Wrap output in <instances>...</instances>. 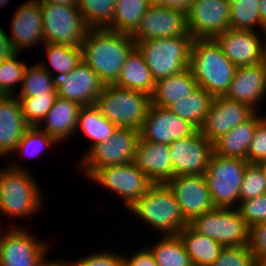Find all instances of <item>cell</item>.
<instances>
[{"instance_id": "cell-20", "label": "cell", "mask_w": 266, "mask_h": 266, "mask_svg": "<svg viewBox=\"0 0 266 266\" xmlns=\"http://www.w3.org/2000/svg\"><path fill=\"white\" fill-rule=\"evenodd\" d=\"M11 33L9 39L17 53L45 43L39 0H27L17 7L11 22Z\"/></svg>"}, {"instance_id": "cell-41", "label": "cell", "mask_w": 266, "mask_h": 266, "mask_svg": "<svg viewBox=\"0 0 266 266\" xmlns=\"http://www.w3.org/2000/svg\"><path fill=\"white\" fill-rule=\"evenodd\" d=\"M239 194L240 201L266 194V173L261 164L246 166Z\"/></svg>"}, {"instance_id": "cell-24", "label": "cell", "mask_w": 266, "mask_h": 266, "mask_svg": "<svg viewBox=\"0 0 266 266\" xmlns=\"http://www.w3.org/2000/svg\"><path fill=\"white\" fill-rule=\"evenodd\" d=\"M28 127L16 96H0V158L14 154Z\"/></svg>"}, {"instance_id": "cell-16", "label": "cell", "mask_w": 266, "mask_h": 266, "mask_svg": "<svg viewBox=\"0 0 266 266\" xmlns=\"http://www.w3.org/2000/svg\"><path fill=\"white\" fill-rule=\"evenodd\" d=\"M173 176L204 175L213 154L211 143L198 130L194 135L175 140L169 145Z\"/></svg>"}, {"instance_id": "cell-17", "label": "cell", "mask_w": 266, "mask_h": 266, "mask_svg": "<svg viewBox=\"0 0 266 266\" xmlns=\"http://www.w3.org/2000/svg\"><path fill=\"white\" fill-rule=\"evenodd\" d=\"M166 184L188 223L196 216L215 208L204 175L173 176Z\"/></svg>"}, {"instance_id": "cell-22", "label": "cell", "mask_w": 266, "mask_h": 266, "mask_svg": "<svg viewBox=\"0 0 266 266\" xmlns=\"http://www.w3.org/2000/svg\"><path fill=\"white\" fill-rule=\"evenodd\" d=\"M225 97L260 111V101L266 97V70L262 63L238 66Z\"/></svg>"}, {"instance_id": "cell-38", "label": "cell", "mask_w": 266, "mask_h": 266, "mask_svg": "<svg viewBox=\"0 0 266 266\" xmlns=\"http://www.w3.org/2000/svg\"><path fill=\"white\" fill-rule=\"evenodd\" d=\"M21 54L16 53L0 63V96L17 95L15 87L19 83L21 86L27 67V63L19 58Z\"/></svg>"}, {"instance_id": "cell-32", "label": "cell", "mask_w": 266, "mask_h": 266, "mask_svg": "<svg viewBox=\"0 0 266 266\" xmlns=\"http://www.w3.org/2000/svg\"><path fill=\"white\" fill-rule=\"evenodd\" d=\"M149 7L147 0H116L112 24L107 29L132 36Z\"/></svg>"}, {"instance_id": "cell-14", "label": "cell", "mask_w": 266, "mask_h": 266, "mask_svg": "<svg viewBox=\"0 0 266 266\" xmlns=\"http://www.w3.org/2000/svg\"><path fill=\"white\" fill-rule=\"evenodd\" d=\"M229 0H195L187 17L188 33L194 39H215L230 29Z\"/></svg>"}, {"instance_id": "cell-8", "label": "cell", "mask_w": 266, "mask_h": 266, "mask_svg": "<svg viewBox=\"0 0 266 266\" xmlns=\"http://www.w3.org/2000/svg\"><path fill=\"white\" fill-rule=\"evenodd\" d=\"M188 225L197 233L213 239L224 247L250 243V227L237 208H220L193 218Z\"/></svg>"}, {"instance_id": "cell-50", "label": "cell", "mask_w": 266, "mask_h": 266, "mask_svg": "<svg viewBox=\"0 0 266 266\" xmlns=\"http://www.w3.org/2000/svg\"><path fill=\"white\" fill-rule=\"evenodd\" d=\"M48 257L47 255L45 256V258L42 260L40 266H76L75 262L73 261H70V262H65L64 260L60 261L57 260V261H48L47 258ZM64 261V262H63Z\"/></svg>"}, {"instance_id": "cell-43", "label": "cell", "mask_w": 266, "mask_h": 266, "mask_svg": "<svg viewBox=\"0 0 266 266\" xmlns=\"http://www.w3.org/2000/svg\"><path fill=\"white\" fill-rule=\"evenodd\" d=\"M237 209L250 228L257 223L266 222V194L240 201Z\"/></svg>"}, {"instance_id": "cell-39", "label": "cell", "mask_w": 266, "mask_h": 266, "mask_svg": "<svg viewBox=\"0 0 266 266\" xmlns=\"http://www.w3.org/2000/svg\"><path fill=\"white\" fill-rule=\"evenodd\" d=\"M20 104L24 120L29 127H37L54 104L57 94H41L34 97H16Z\"/></svg>"}, {"instance_id": "cell-21", "label": "cell", "mask_w": 266, "mask_h": 266, "mask_svg": "<svg viewBox=\"0 0 266 266\" xmlns=\"http://www.w3.org/2000/svg\"><path fill=\"white\" fill-rule=\"evenodd\" d=\"M258 31L228 29L215 40L224 55L236 66L261 63L263 38Z\"/></svg>"}, {"instance_id": "cell-27", "label": "cell", "mask_w": 266, "mask_h": 266, "mask_svg": "<svg viewBox=\"0 0 266 266\" xmlns=\"http://www.w3.org/2000/svg\"><path fill=\"white\" fill-rule=\"evenodd\" d=\"M156 81L146 64L142 53L135 47L121 67L119 77L114 85L139 91L152 96Z\"/></svg>"}, {"instance_id": "cell-15", "label": "cell", "mask_w": 266, "mask_h": 266, "mask_svg": "<svg viewBox=\"0 0 266 266\" xmlns=\"http://www.w3.org/2000/svg\"><path fill=\"white\" fill-rule=\"evenodd\" d=\"M198 129L168 108L150 104L146 118L139 129V138L159 144L170 145L175 140L194 135Z\"/></svg>"}, {"instance_id": "cell-9", "label": "cell", "mask_w": 266, "mask_h": 266, "mask_svg": "<svg viewBox=\"0 0 266 266\" xmlns=\"http://www.w3.org/2000/svg\"><path fill=\"white\" fill-rule=\"evenodd\" d=\"M45 42L81 47L90 29L78 6H64L39 0Z\"/></svg>"}, {"instance_id": "cell-37", "label": "cell", "mask_w": 266, "mask_h": 266, "mask_svg": "<svg viewBox=\"0 0 266 266\" xmlns=\"http://www.w3.org/2000/svg\"><path fill=\"white\" fill-rule=\"evenodd\" d=\"M16 97H34L41 94H57L52 75L39 63L26 67L21 89Z\"/></svg>"}, {"instance_id": "cell-19", "label": "cell", "mask_w": 266, "mask_h": 266, "mask_svg": "<svg viewBox=\"0 0 266 266\" xmlns=\"http://www.w3.org/2000/svg\"><path fill=\"white\" fill-rule=\"evenodd\" d=\"M188 33L186 14L166 6H150L132 35L134 41L185 36Z\"/></svg>"}, {"instance_id": "cell-35", "label": "cell", "mask_w": 266, "mask_h": 266, "mask_svg": "<svg viewBox=\"0 0 266 266\" xmlns=\"http://www.w3.org/2000/svg\"><path fill=\"white\" fill-rule=\"evenodd\" d=\"M230 1V28L238 30L266 32L259 16L260 0H229ZM255 27V28H254Z\"/></svg>"}, {"instance_id": "cell-46", "label": "cell", "mask_w": 266, "mask_h": 266, "mask_svg": "<svg viewBox=\"0 0 266 266\" xmlns=\"http://www.w3.org/2000/svg\"><path fill=\"white\" fill-rule=\"evenodd\" d=\"M111 251H97L82 258L76 259V266H124L123 254L119 255Z\"/></svg>"}, {"instance_id": "cell-52", "label": "cell", "mask_w": 266, "mask_h": 266, "mask_svg": "<svg viewBox=\"0 0 266 266\" xmlns=\"http://www.w3.org/2000/svg\"><path fill=\"white\" fill-rule=\"evenodd\" d=\"M259 16L262 26L266 29V0H260Z\"/></svg>"}, {"instance_id": "cell-30", "label": "cell", "mask_w": 266, "mask_h": 266, "mask_svg": "<svg viewBox=\"0 0 266 266\" xmlns=\"http://www.w3.org/2000/svg\"><path fill=\"white\" fill-rule=\"evenodd\" d=\"M117 125L111 123L103 116L99 107L96 104L81 106L78 113L76 132L81 129L89 139H91L90 148L85 151V154L96 144L106 141L114 131Z\"/></svg>"}, {"instance_id": "cell-11", "label": "cell", "mask_w": 266, "mask_h": 266, "mask_svg": "<svg viewBox=\"0 0 266 266\" xmlns=\"http://www.w3.org/2000/svg\"><path fill=\"white\" fill-rule=\"evenodd\" d=\"M88 178L114 192L116 198L120 197V202L127 208L141 198L153 184L134 162L98 168Z\"/></svg>"}, {"instance_id": "cell-55", "label": "cell", "mask_w": 266, "mask_h": 266, "mask_svg": "<svg viewBox=\"0 0 266 266\" xmlns=\"http://www.w3.org/2000/svg\"><path fill=\"white\" fill-rule=\"evenodd\" d=\"M9 2L10 0H0V8H3L4 6H6Z\"/></svg>"}, {"instance_id": "cell-54", "label": "cell", "mask_w": 266, "mask_h": 266, "mask_svg": "<svg viewBox=\"0 0 266 266\" xmlns=\"http://www.w3.org/2000/svg\"><path fill=\"white\" fill-rule=\"evenodd\" d=\"M150 6H164L165 0H147Z\"/></svg>"}, {"instance_id": "cell-13", "label": "cell", "mask_w": 266, "mask_h": 266, "mask_svg": "<svg viewBox=\"0 0 266 266\" xmlns=\"http://www.w3.org/2000/svg\"><path fill=\"white\" fill-rule=\"evenodd\" d=\"M52 80L57 97L80 106L95 104L104 87L97 74L83 59L70 72L52 75Z\"/></svg>"}, {"instance_id": "cell-18", "label": "cell", "mask_w": 266, "mask_h": 266, "mask_svg": "<svg viewBox=\"0 0 266 266\" xmlns=\"http://www.w3.org/2000/svg\"><path fill=\"white\" fill-rule=\"evenodd\" d=\"M255 112L247 103L233 101L225 96L214 97L200 132L213 143L247 121Z\"/></svg>"}, {"instance_id": "cell-56", "label": "cell", "mask_w": 266, "mask_h": 266, "mask_svg": "<svg viewBox=\"0 0 266 266\" xmlns=\"http://www.w3.org/2000/svg\"><path fill=\"white\" fill-rule=\"evenodd\" d=\"M261 166L264 168V171H265V173H266V161H263V162L261 163Z\"/></svg>"}, {"instance_id": "cell-42", "label": "cell", "mask_w": 266, "mask_h": 266, "mask_svg": "<svg viewBox=\"0 0 266 266\" xmlns=\"http://www.w3.org/2000/svg\"><path fill=\"white\" fill-rule=\"evenodd\" d=\"M211 266H258L249 245L224 247Z\"/></svg>"}, {"instance_id": "cell-34", "label": "cell", "mask_w": 266, "mask_h": 266, "mask_svg": "<svg viewBox=\"0 0 266 266\" xmlns=\"http://www.w3.org/2000/svg\"><path fill=\"white\" fill-rule=\"evenodd\" d=\"M43 45L49 64L43 61L38 63L51 75L68 73L82 61V47L47 42Z\"/></svg>"}, {"instance_id": "cell-12", "label": "cell", "mask_w": 266, "mask_h": 266, "mask_svg": "<svg viewBox=\"0 0 266 266\" xmlns=\"http://www.w3.org/2000/svg\"><path fill=\"white\" fill-rule=\"evenodd\" d=\"M8 228L0 231V266H40L50 253L48 243L36 239L26 228L14 224Z\"/></svg>"}, {"instance_id": "cell-26", "label": "cell", "mask_w": 266, "mask_h": 266, "mask_svg": "<svg viewBox=\"0 0 266 266\" xmlns=\"http://www.w3.org/2000/svg\"><path fill=\"white\" fill-rule=\"evenodd\" d=\"M81 106L70 100L57 97L53 106L38 126L58 143L76 133L78 113Z\"/></svg>"}, {"instance_id": "cell-4", "label": "cell", "mask_w": 266, "mask_h": 266, "mask_svg": "<svg viewBox=\"0 0 266 266\" xmlns=\"http://www.w3.org/2000/svg\"><path fill=\"white\" fill-rule=\"evenodd\" d=\"M128 210L142 220L143 225L161 232V236L178 235L188 226L179 204L166 183H153L147 192L137 199Z\"/></svg>"}, {"instance_id": "cell-10", "label": "cell", "mask_w": 266, "mask_h": 266, "mask_svg": "<svg viewBox=\"0 0 266 266\" xmlns=\"http://www.w3.org/2000/svg\"><path fill=\"white\" fill-rule=\"evenodd\" d=\"M138 140L137 128L117 127L111 137L96 144L82 156L79 160L80 169L85 177H89L98 168L133 162Z\"/></svg>"}, {"instance_id": "cell-40", "label": "cell", "mask_w": 266, "mask_h": 266, "mask_svg": "<svg viewBox=\"0 0 266 266\" xmlns=\"http://www.w3.org/2000/svg\"><path fill=\"white\" fill-rule=\"evenodd\" d=\"M57 144L59 143L53 137L38 126L28 127L15 149V154L17 151L24 157H34L41 155L45 149L52 148Z\"/></svg>"}, {"instance_id": "cell-49", "label": "cell", "mask_w": 266, "mask_h": 266, "mask_svg": "<svg viewBox=\"0 0 266 266\" xmlns=\"http://www.w3.org/2000/svg\"><path fill=\"white\" fill-rule=\"evenodd\" d=\"M195 0H165L164 6L188 14Z\"/></svg>"}, {"instance_id": "cell-1", "label": "cell", "mask_w": 266, "mask_h": 266, "mask_svg": "<svg viewBox=\"0 0 266 266\" xmlns=\"http://www.w3.org/2000/svg\"><path fill=\"white\" fill-rule=\"evenodd\" d=\"M82 59L104 84H114L121 67L136 47L131 35L107 28L89 29L82 43Z\"/></svg>"}, {"instance_id": "cell-6", "label": "cell", "mask_w": 266, "mask_h": 266, "mask_svg": "<svg viewBox=\"0 0 266 266\" xmlns=\"http://www.w3.org/2000/svg\"><path fill=\"white\" fill-rule=\"evenodd\" d=\"M95 104L111 123L139 130L146 118L151 97L139 91L108 84L104 85Z\"/></svg>"}, {"instance_id": "cell-36", "label": "cell", "mask_w": 266, "mask_h": 266, "mask_svg": "<svg viewBox=\"0 0 266 266\" xmlns=\"http://www.w3.org/2000/svg\"><path fill=\"white\" fill-rule=\"evenodd\" d=\"M116 0H79L78 9L90 29H104L112 24Z\"/></svg>"}, {"instance_id": "cell-47", "label": "cell", "mask_w": 266, "mask_h": 266, "mask_svg": "<svg viewBox=\"0 0 266 266\" xmlns=\"http://www.w3.org/2000/svg\"><path fill=\"white\" fill-rule=\"evenodd\" d=\"M127 257V258H126ZM124 266H157L152 252L148 247H143L130 255H123Z\"/></svg>"}, {"instance_id": "cell-45", "label": "cell", "mask_w": 266, "mask_h": 266, "mask_svg": "<svg viewBox=\"0 0 266 266\" xmlns=\"http://www.w3.org/2000/svg\"><path fill=\"white\" fill-rule=\"evenodd\" d=\"M250 249L258 266H266V222H260L250 228Z\"/></svg>"}, {"instance_id": "cell-5", "label": "cell", "mask_w": 266, "mask_h": 266, "mask_svg": "<svg viewBox=\"0 0 266 266\" xmlns=\"http://www.w3.org/2000/svg\"><path fill=\"white\" fill-rule=\"evenodd\" d=\"M193 40L187 33L185 36L155 38L135 43L157 82L189 68Z\"/></svg>"}, {"instance_id": "cell-44", "label": "cell", "mask_w": 266, "mask_h": 266, "mask_svg": "<svg viewBox=\"0 0 266 266\" xmlns=\"http://www.w3.org/2000/svg\"><path fill=\"white\" fill-rule=\"evenodd\" d=\"M266 161V117L258 124L248 148V162L261 164Z\"/></svg>"}, {"instance_id": "cell-29", "label": "cell", "mask_w": 266, "mask_h": 266, "mask_svg": "<svg viewBox=\"0 0 266 266\" xmlns=\"http://www.w3.org/2000/svg\"><path fill=\"white\" fill-rule=\"evenodd\" d=\"M178 236L193 266H211L224 248L213 239L195 232L189 225L182 229Z\"/></svg>"}, {"instance_id": "cell-23", "label": "cell", "mask_w": 266, "mask_h": 266, "mask_svg": "<svg viewBox=\"0 0 266 266\" xmlns=\"http://www.w3.org/2000/svg\"><path fill=\"white\" fill-rule=\"evenodd\" d=\"M133 162L152 183H167L173 177L169 145L139 138Z\"/></svg>"}, {"instance_id": "cell-53", "label": "cell", "mask_w": 266, "mask_h": 266, "mask_svg": "<svg viewBox=\"0 0 266 266\" xmlns=\"http://www.w3.org/2000/svg\"><path fill=\"white\" fill-rule=\"evenodd\" d=\"M263 35L261 63L266 70V32Z\"/></svg>"}, {"instance_id": "cell-31", "label": "cell", "mask_w": 266, "mask_h": 266, "mask_svg": "<svg viewBox=\"0 0 266 266\" xmlns=\"http://www.w3.org/2000/svg\"><path fill=\"white\" fill-rule=\"evenodd\" d=\"M213 98L203 88L198 87L193 93L176 100L168 109L200 130Z\"/></svg>"}, {"instance_id": "cell-3", "label": "cell", "mask_w": 266, "mask_h": 266, "mask_svg": "<svg viewBox=\"0 0 266 266\" xmlns=\"http://www.w3.org/2000/svg\"><path fill=\"white\" fill-rule=\"evenodd\" d=\"M236 68L224 55L215 39L193 40L189 69L198 87L213 97L225 96Z\"/></svg>"}, {"instance_id": "cell-33", "label": "cell", "mask_w": 266, "mask_h": 266, "mask_svg": "<svg viewBox=\"0 0 266 266\" xmlns=\"http://www.w3.org/2000/svg\"><path fill=\"white\" fill-rule=\"evenodd\" d=\"M160 237L152 246H148L157 266H193L178 235Z\"/></svg>"}, {"instance_id": "cell-25", "label": "cell", "mask_w": 266, "mask_h": 266, "mask_svg": "<svg viewBox=\"0 0 266 266\" xmlns=\"http://www.w3.org/2000/svg\"><path fill=\"white\" fill-rule=\"evenodd\" d=\"M259 113V114H258ZM256 111L247 121L240 123L213 142V153L225 158L248 161V148L257 124L265 117Z\"/></svg>"}, {"instance_id": "cell-51", "label": "cell", "mask_w": 266, "mask_h": 266, "mask_svg": "<svg viewBox=\"0 0 266 266\" xmlns=\"http://www.w3.org/2000/svg\"><path fill=\"white\" fill-rule=\"evenodd\" d=\"M43 2L53 3L64 6H78L79 0H42Z\"/></svg>"}, {"instance_id": "cell-2", "label": "cell", "mask_w": 266, "mask_h": 266, "mask_svg": "<svg viewBox=\"0 0 266 266\" xmlns=\"http://www.w3.org/2000/svg\"><path fill=\"white\" fill-rule=\"evenodd\" d=\"M14 162L0 169V212L12 219L30 218L44 207L43 192L29 170Z\"/></svg>"}, {"instance_id": "cell-7", "label": "cell", "mask_w": 266, "mask_h": 266, "mask_svg": "<svg viewBox=\"0 0 266 266\" xmlns=\"http://www.w3.org/2000/svg\"><path fill=\"white\" fill-rule=\"evenodd\" d=\"M247 160L212 154L204 174L215 207L237 208ZM236 206V207H235Z\"/></svg>"}, {"instance_id": "cell-48", "label": "cell", "mask_w": 266, "mask_h": 266, "mask_svg": "<svg viewBox=\"0 0 266 266\" xmlns=\"http://www.w3.org/2000/svg\"><path fill=\"white\" fill-rule=\"evenodd\" d=\"M16 53L8 34L0 26V63Z\"/></svg>"}, {"instance_id": "cell-28", "label": "cell", "mask_w": 266, "mask_h": 266, "mask_svg": "<svg viewBox=\"0 0 266 266\" xmlns=\"http://www.w3.org/2000/svg\"><path fill=\"white\" fill-rule=\"evenodd\" d=\"M197 88V81L191 70L187 68L178 74L159 79L155 84L151 103L159 107L168 108L176 100L186 97Z\"/></svg>"}]
</instances>
